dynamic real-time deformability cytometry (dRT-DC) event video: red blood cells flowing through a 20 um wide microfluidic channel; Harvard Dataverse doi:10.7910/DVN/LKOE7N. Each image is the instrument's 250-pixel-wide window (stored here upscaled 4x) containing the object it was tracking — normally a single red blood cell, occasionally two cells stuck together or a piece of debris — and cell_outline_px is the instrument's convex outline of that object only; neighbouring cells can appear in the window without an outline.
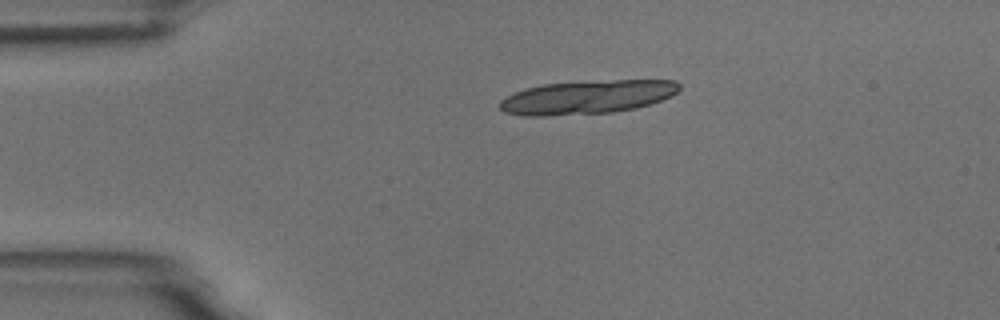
{"species": "common noctule bat (a hibernating species)", "species_latin": "Nyctalus noctula", "temperature_condition": "room temperature", "stored_images_in_passage": 3, "segment_of_instrument_passage": [1, 2], "camera_frame_rate_fps": 3000, "um_per_image_px": 0.085, "animal": {"sex": "male", "body_mass_g": 18.8}, "frame": {"image": 1, "passage_image": 1, "time_ms": 0.0, "image_size_px": [1000, 320], "cell_outline_px": [[680, 88], [672, 96], [636, 108], [612, 112], [544, 116], [524, 116], [504, 112], [500, 108], [500, 100], [504, 96], [528, 88], [544, 84], [612, 80], [676, 80], [680, 84]], "centroid_in_image_um": [49.9, 8.26], "position_along_channel_um": 35.1, "area_um2": 34.97}}